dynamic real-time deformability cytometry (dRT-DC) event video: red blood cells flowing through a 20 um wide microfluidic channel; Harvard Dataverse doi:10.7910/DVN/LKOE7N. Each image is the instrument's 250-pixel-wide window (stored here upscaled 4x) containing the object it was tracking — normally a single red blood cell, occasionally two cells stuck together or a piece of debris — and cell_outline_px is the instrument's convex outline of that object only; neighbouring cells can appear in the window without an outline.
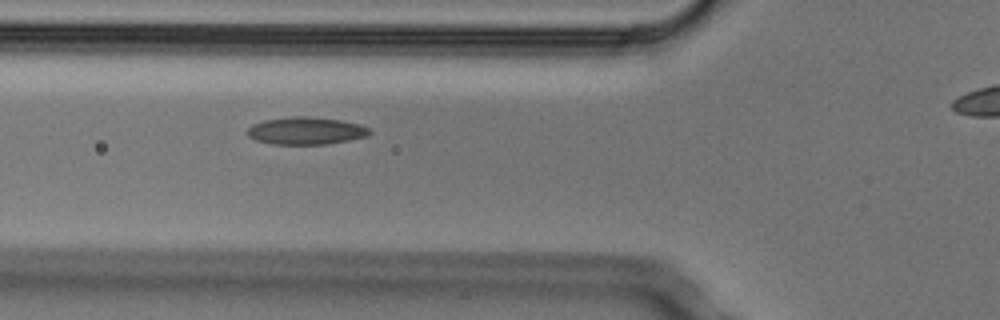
{"species": "Egyptian fruit bat (a non-hibernating species)", "species_latin": "Rousettus aegyptiacus", "temperature_condition": "cold", "stored_images_in_passage": 7, "segment_of_instrument_passage": [1, 2], "camera_frame_rate_fps": 3000, "um_per_image_px": 0.085, "animal": {"sex": "male"}, "frame": {"image": 1, "passage_image": 6, "time_ms": 1.667, "image_size_px": [1000, 320], "cell_outline_px": [[372, 132], [368, 136], [328, 144], [272, 144], [256, 140], [248, 136], [244, 132], [252, 124], [264, 120], [292, 116], [308, 116], [340, 120], [360, 124], [368, 128]], "centroid_in_image_um": [25.98, 11.11], "position_along_channel_um": 99.8, "area_um2": 19.65}}